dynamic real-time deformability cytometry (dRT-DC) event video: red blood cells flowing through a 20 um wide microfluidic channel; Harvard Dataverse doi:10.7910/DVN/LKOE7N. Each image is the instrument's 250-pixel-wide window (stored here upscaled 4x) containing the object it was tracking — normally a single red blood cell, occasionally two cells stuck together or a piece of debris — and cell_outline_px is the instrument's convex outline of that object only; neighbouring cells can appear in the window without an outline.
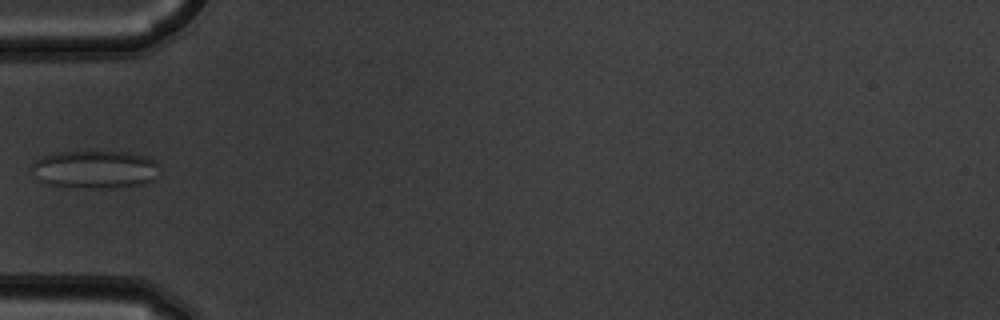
{"species": "common noctule bat (a hibernating species)", "species_latin": "Nyctalus noctula", "temperature_condition": "warm", "stored_images_in_passage": 6, "camera_frame_rate_fps": 3000, "um_per_image_px": 0.085, "animal": {"sex": "male", "body_mass_g": 19.5, "forearm_length_mm": 54.6}, "frame": {"image": 1, "passage_image": 5, "time_ms": 1.333, "image_size_px": [1000, 320], "cell_outline_px": [[156, 176], [152, 180], [144, 184], [112, 188], [72, 188], [52, 184], [40, 180], [36, 176], [32, 168], [32, 164], [40, 156], [60, 152], [128, 152], [148, 156], [156, 160]], "centroid_in_image_um": [8.09, 14.4], "position_along_channel_um": 76.9, "area_um2": 28.21}}
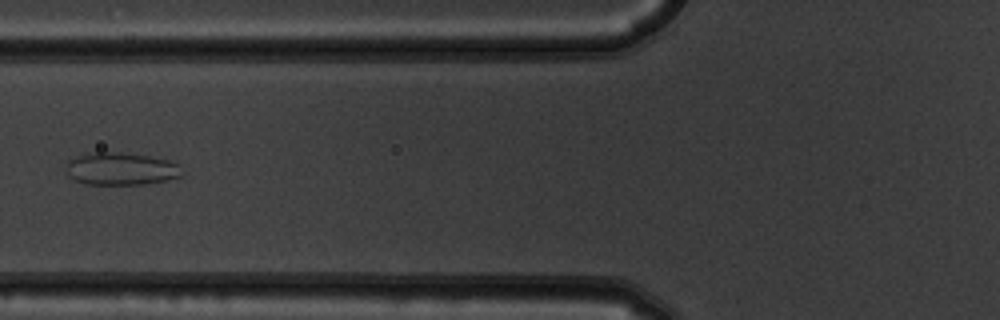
{"frame": {"image": 2, "passage_image": 6, "time_ms": 1.667, "image_size_px": [1000, 320], "cell_outline_px": [[184, 172], [180, 176], [164, 180], [144, 184], [84, 184], [68, 176], [68, 160], [76, 156], [92, 152], [120, 152], [148, 156], [168, 160], [180, 164]], "centroid_in_image_um": [10.3, 14.34], "position_along_channel_um": 115.5, "area_um2": 21.91}}